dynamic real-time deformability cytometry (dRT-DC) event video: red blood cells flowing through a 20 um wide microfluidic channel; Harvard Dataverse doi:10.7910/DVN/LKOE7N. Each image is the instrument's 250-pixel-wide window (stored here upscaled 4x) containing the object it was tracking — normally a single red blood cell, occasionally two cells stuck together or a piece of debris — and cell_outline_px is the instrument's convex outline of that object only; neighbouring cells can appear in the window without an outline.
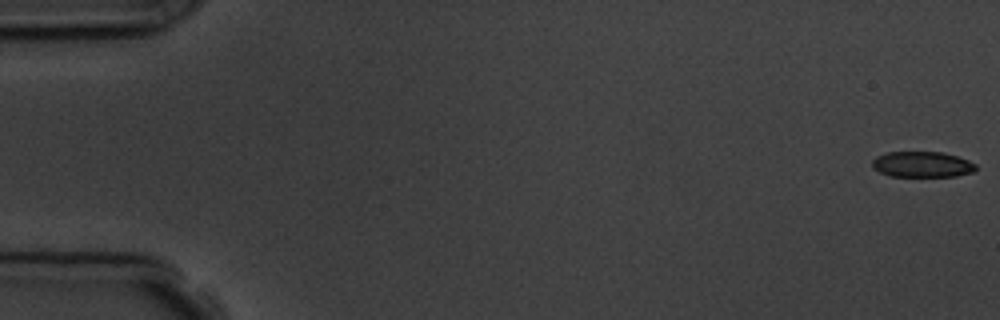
{"species": "common noctule bat (a hibernating species)", "species_latin": "Nyctalus noctula", "temperature_condition": "room temperature", "stored_images_in_passage": 9, "camera_frame_rate_fps": 3000, "um_per_image_px": 0.085, "animal": {"sex": "male", "body_mass_g": 19.5, "forearm_length_mm": 54.6}, "frame": {"image": 1, "passage_image": 1, "time_ms": 0.0, "image_size_px": [1000, 320], "cell_outline_px": [[976, 172], [956, 176], [892, 176], [880, 172], [872, 168], [872, 160], [876, 156], [888, 152], [944, 152], [968, 160], [976, 164]], "centroid_in_image_um": [78.4, 13.97], "position_along_channel_um": 6.6, "area_um2": 15.61}}
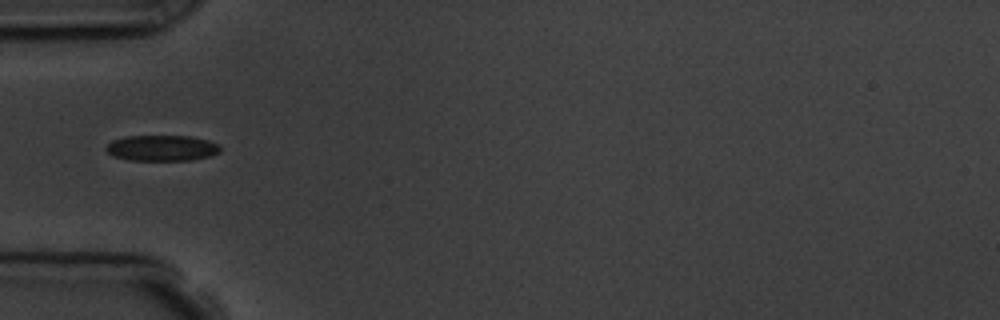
{"frame": {"image": 2, "passage_image": 6, "time_ms": 5.667, "image_size_px": [1000, 320], "cell_outline_px": [[220, 152], [208, 156], [192, 160], [128, 160], [112, 156], [104, 148], [112, 140], [124, 136], [192, 136], [208, 140], [220, 144]], "centroid_in_image_um": [13.75, 12.58], "position_along_channel_um": 71.3, "area_um2": 17.28}}